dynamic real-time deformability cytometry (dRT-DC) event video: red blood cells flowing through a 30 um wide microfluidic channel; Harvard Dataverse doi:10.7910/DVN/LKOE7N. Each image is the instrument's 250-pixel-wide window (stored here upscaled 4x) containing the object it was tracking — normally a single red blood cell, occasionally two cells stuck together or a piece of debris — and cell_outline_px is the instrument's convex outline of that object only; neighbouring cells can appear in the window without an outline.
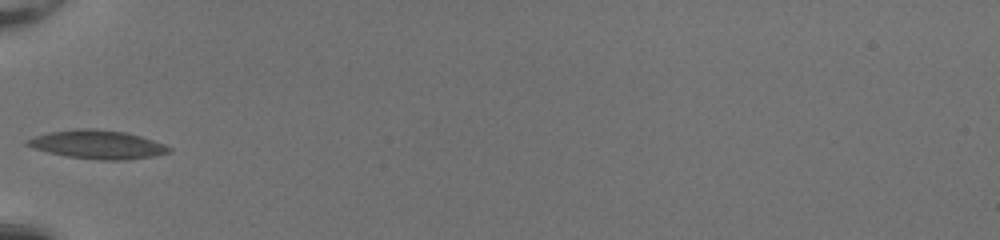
{"species": "common noctule bat (a hibernating species)", "species_latin": "Nyctalus noctula", "temperature_condition": "room temperature", "stored_images_in_passage": 32, "camera_frame_rate_fps": 3000, "um_per_image_px": 0.085, "animal": {"sex": "female", "body_mass_g": 20.0, "forearm_length_mm": 54.0}, "frame": {"image": 1, "passage_image": 1, "time_ms": 0.0, "image_size_px": [1000, 240], "cell_outline_px": [[172, 152], [152, 156], [124, 160], [100, 160], [68, 156], [48, 152], [32, 148], [24, 144], [24, 140], [48, 132], [76, 128], [96, 128], [124, 132], [140, 136], [164, 144], [172, 148]], "centroid_in_image_um": [8.26, 12.27], "position_along_channel_um": 76.7, "area_um2": 23.64}}
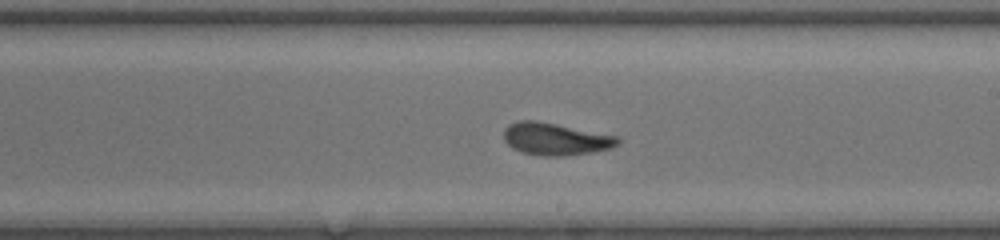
{"frame": {"image": 2, "passage_image": 13, "time_ms": 4.0, "image_size_px": [1000, 240], "cell_outline_px": [[620, 144], [612, 148], [592, 152], [564, 156], [544, 156], [524, 152], [512, 148], [504, 140], [504, 128], [508, 124], [520, 120], [536, 120], [620, 136]], "centroid_in_image_um": [47.25, 11.81], "position_along_channel_um": 241.8, "area_um2": 21.62}}
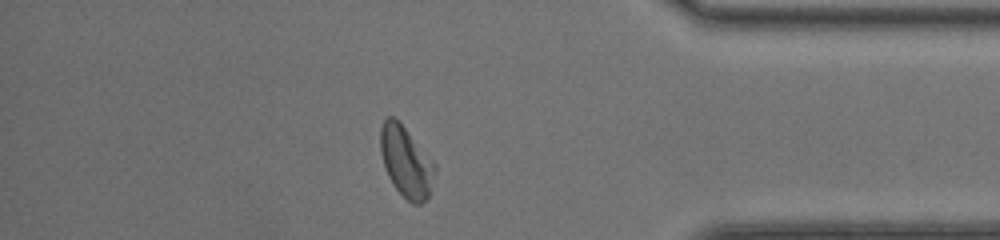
{"frame": {"image": 3, "passage_image": 26, "time_ms": 8.333, "image_size_px": [1000, 240], "cell_outline_px": [[436, 172], [428, 196], [420, 204], [412, 204], [392, 184], [388, 176], [380, 152], [380, 128], [384, 120], [388, 116], [396, 116], [400, 120], [436, 164]], "centroid_in_image_um": [34.51, 13.69], "position_along_channel_um": 400.7, "area_um2": 22.66}, "authors_computed_cell_mechanics": {"area_um2": 21.7617, "velocity_mm_per_s": 4.1341, "shape_relaxation_time_tau1_ms": 5.4949, "shape_relaxation_time_tau2_ms": 1.7635, "deformation_change_tau1": 0.1676, "deformation_change_tau2": 0.0862}}